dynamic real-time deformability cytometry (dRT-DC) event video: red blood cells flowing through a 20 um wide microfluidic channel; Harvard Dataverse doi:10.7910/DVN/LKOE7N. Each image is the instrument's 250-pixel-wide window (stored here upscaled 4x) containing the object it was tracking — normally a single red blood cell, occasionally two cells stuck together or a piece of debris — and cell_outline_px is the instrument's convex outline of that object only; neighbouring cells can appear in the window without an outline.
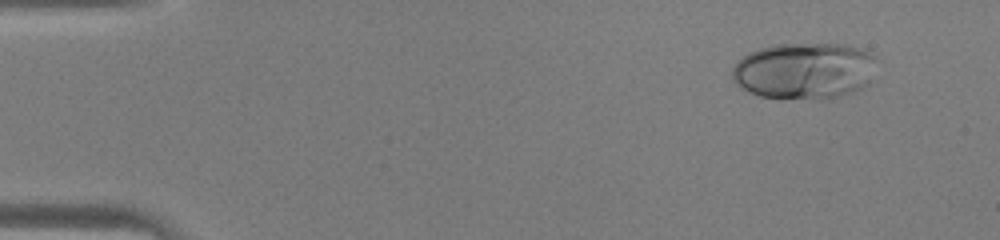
{"species": "human", "species_latin": "Homo sapiens", "temperature_condition": "warm", "stored_images_in_passage": 42, "camera_frame_rate_fps": 3000, "um_per_image_px": 0.085, "donor": {"sex": "male"}, "frame": {"image": 1, "passage_image": 1, "time_ms": 0.0, "image_size_px": [1000, 240], "cell_outline_px": [[876, 56], [868, 84], [852, 92], [828, 100], [760, 96], [748, 92], [740, 88], [732, 80], [732, 68], [736, 60], [748, 52], [772, 44], [848, 44], [864, 48]], "centroid_in_image_um": [68.34, 6.0], "position_along_channel_um": 16.7, "area_um2": 48.21}}
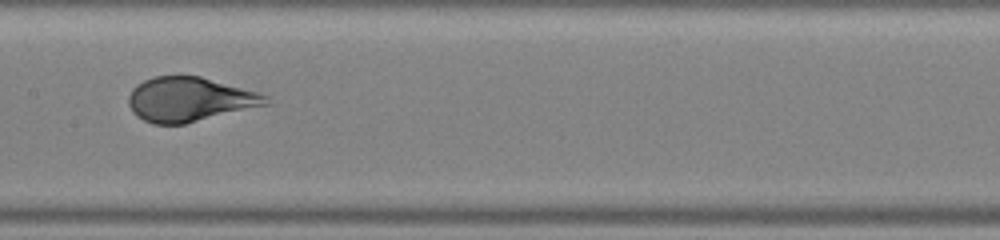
{"frame": {"image": 2, "passage_image": 20, "time_ms": 6.333, "image_size_px": [1000, 240], "cell_outline_px": [[272, 104], [184, 124], [152, 124], [136, 116], [132, 112], [128, 104], [128, 96], [132, 88], [136, 84], [144, 80], [156, 76], [200, 76], [256, 92], [268, 96]], "centroid_in_image_um": [16.1, 8.46], "position_along_channel_um": 191.3, "area_um2": 35.6}}
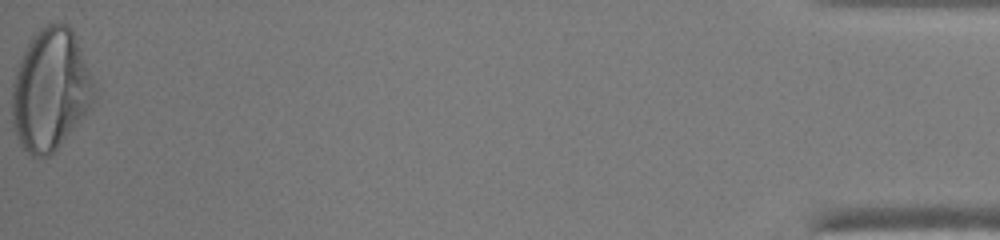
{"frame": {"image": 3, "passage_image": 42, "time_ms": 13.667, "image_size_px": [1000, 240], "cell_outline_px": [[92, 108], [60, 144], [48, 156], [32, 156], [20, 144], [12, 128], [12, 84], [16, 68], [20, 56], [32, 36], [44, 24], [64, 24], [72, 28], [92, 76]], "centroid_in_image_um": [4.25, 7.62], "position_along_channel_um": 430.9, "area_um2": 57.97}}